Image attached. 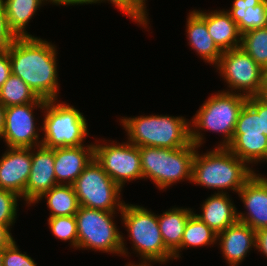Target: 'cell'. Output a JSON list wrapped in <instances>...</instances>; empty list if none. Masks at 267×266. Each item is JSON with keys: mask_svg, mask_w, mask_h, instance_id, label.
Here are the masks:
<instances>
[{"mask_svg": "<svg viewBox=\"0 0 267 266\" xmlns=\"http://www.w3.org/2000/svg\"><path fill=\"white\" fill-rule=\"evenodd\" d=\"M197 148L192 142L177 149L140 147L143 178L153 180L160 190L184 179L191 182Z\"/></svg>", "mask_w": 267, "mask_h": 266, "instance_id": "cell-5", "label": "cell"}, {"mask_svg": "<svg viewBox=\"0 0 267 266\" xmlns=\"http://www.w3.org/2000/svg\"><path fill=\"white\" fill-rule=\"evenodd\" d=\"M186 26L191 49L196 50L205 62L214 64L215 67L219 63L222 51L210 36L205 20L195 9L189 13Z\"/></svg>", "mask_w": 267, "mask_h": 266, "instance_id": "cell-20", "label": "cell"}, {"mask_svg": "<svg viewBox=\"0 0 267 266\" xmlns=\"http://www.w3.org/2000/svg\"><path fill=\"white\" fill-rule=\"evenodd\" d=\"M125 266H151V264H141V263H139V264H133V263H129V264H127V265H125Z\"/></svg>", "mask_w": 267, "mask_h": 266, "instance_id": "cell-43", "label": "cell"}, {"mask_svg": "<svg viewBox=\"0 0 267 266\" xmlns=\"http://www.w3.org/2000/svg\"><path fill=\"white\" fill-rule=\"evenodd\" d=\"M3 253H4V248H0V266H3Z\"/></svg>", "mask_w": 267, "mask_h": 266, "instance_id": "cell-42", "label": "cell"}, {"mask_svg": "<svg viewBox=\"0 0 267 266\" xmlns=\"http://www.w3.org/2000/svg\"><path fill=\"white\" fill-rule=\"evenodd\" d=\"M31 164V148H8L0 158V189L12 191L26 201Z\"/></svg>", "mask_w": 267, "mask_h": 266, "instance_id": "cell-13", "label": "cell"}, {"mask_svg": "<svg viewBox=\"0 0 267 266\" xmlns=\"http://www.w3.org/2000/svg\"><path fill=\"white\" fill-rule=\"evenodd\" d=\"M265 161L267 162V152H266V155H265Z\"/></svg>", "mask_w": 267, "mask_h": 266, "instance_id": "cell-44", "label": "cell"}, {"mask_svg": "<svg viewBox=\"0 0 267 266\" xmlns=\"http://www.w3.org/2000/svg\"><path fill=\"white\" fill-rule=\"evenodd\" d=\"M95 144L94 158L122 189L125 183L143 179L140 147L124 142Z\"/></svg>", "mask_w": 267, "mask_h": 266, "instance_id": "cell-11", "label": "cell"}, {"mask_svg": "<svg viewBox=\"0 0 267 266\" xmlns=\"http://www.w3.org/2000/svg\"><path fill=\"white\" fill-rule=\"evenodd\" d=\"M5 113H6V107L2 103H0V138L2 137L4 131Z\"/></svg>", "mask_w": 267, "mask_h": 266, "instance_id": "cell-40", "label": "cell"}, {"mask_svg": "<svg viewBox=\"0 0 267 266\" xmlns=\"http://www.w3.org/2000/svg\"><path fill=\"white\" fill-rule=\"evenodd\" d=\"M79 206L102 211H121L122 188L115 183L93 158L73 183Z\"/></svg>", "mask_w": 267, "mask_h": 266, "instance_id": "cell-9", "label": "cell"}, {"mask_svg": "<svg viewBox=\"0 0 267 266\" xmlns=\"http://www.w3.org/2000/svg\"><path fill=\"white\" fill-rule=\"evenodd\" d=\"M10 30L16 37H32L26 25L44 2L49 0H3Z\"/></svg>", "mask_w": 267, "mask_h": 266, "instance_id": "cell-23", "label": "cell"}, {"mask_svg": "<svg viewBox=\"0 0 267 266\" xmlns=\"http://www.w3.org/2000/svg\"><path fill=\"white\" fill-rule=\"evenodd\" d=\"M217 242V233L201 221L193 213L186 223L181 241V249L187 247H202L215 244Z\"/></svg>", "mask_w": 267, "mask_h": 266, "instance_id": "cell-27", "label": "cell"}, {"mask_svg": "<svg viewBox=\"0 0 267 266\" xmlns=\"http://www.w3.org/2000/svg\"><path fill=\"white\" fill-rule=\"evenodd\" d=\"M49 229L55 238L62 241H70L71 245L78 249V233L75 215L57 216L48 218Z\"/></svg>", "mask_w": 267, "mask_h": 266, "instance_id": "cell-29", "label": "cell"}, {"mask_svg": "<svg viewBox=\"0 0 267 266\" xmlns=\"http://www.w3.org/2000/svg\"><path fill=\"white\" fill-rule=\"evenodd\" d=\"M46 101L39 97L32 103L6 107L5 125L1 138L4 139L7 148H34L41 145L40 134L34 123L33 109L38 107L43 110Z\"/></svg>", "mask_w": 267, "mask_h": 266, "instance_id": "cell-12", "label": "cell"}, {"mask_svg": "<svg viewBox=\"0 0 267 266\" xmlns=\"http://www.w3.org/2000/svg\"><path fill=\"white\" fill-rule=\"evenodd\" d=\"M11 74L12 70L8 50H0V88Z\"/></svg>", "mask_w": 267, "mask_h": 266, "instance_id": "cell-36", "label": "cell"}, {"mask_svg": "<svg viewBox=\"0 0 267 266\" xmlns=\"http://www.w3.org/2000/svg\"><path fill=\"white\" fill-rule=\"evenodd\" d=\"M256 174L238 192L248 212L237 213L239 222L249 225L255 231L267 228V178Z\"/></svg>", "mask_w": 267, "mask_h": 266, "instance_id": "cell-14", "label": "cell"}, {"mask_svg": "<svg viewBox=\"0 0 267 266\" xmlns=\"http://www.w3.org/2000/svg\"><path fill=\"white\" fill-rule=\"evenodd\" d=\"M240 47L267 71V26L242 33Z\"/></svg>", "mask_w": 267, "mask_h": 266, "instance_id": "cell-28", "label": "cell"}, {"mask_svg": "<svg viewBox=\"0 0 267 266\" xmlns=\"http://www.w3.org/2000/svg\"><path fill=\"white\" fill-rule=\"evenodd\" d=\"M12 74L20 77L38 97L58 99L57 49L38 37H17L7 48Z\"/></svg>", "mask_w": 267, "mask_h": 266, "instance_id": "cell-1", "label": "cell"}, {"mask_svg": "<svg viewBox=\"0 0 267 266\" xmlns=\"http://www.w3.org/2000/svg\"><path fill=\"white\" fill-rule=\"evenodd\" d=\"M227 12L241 33L267 26V0H234Z\"/></svg>", "mask_w": 267, "mask_h": 266, "instance_id": "cell-22", "label": "cell"}, {"mask_svg": "<svg viewBox=\"0 0 267 266\" xmlns=\"http://www.w3.org/2000/svg\"><path fill=\"white\" fill-rule=\"evenodd\" d=\"M114 214L116 213L79 206L75 214L78 248L123 256L129 254L125 239L113 221Z\"/></svg>", "mask_w": 267, "mask_h": 266, "instance_id": "cell-8", "label": "cell"}, {"mask_svg": "<svg viewBox=\"0 0 267 266\" xmlns=\"http://www.w3.org/2000/svg\"><path fill=\"white\" fill-rule=\"evenodd\" d=\"M215 148L201 155L196 149L191 182L205 188L216 189L217 193H224L228 189L238 193L254 175V170L227 147Z\"/></svg>", "mask_w": 267, "mask_h": 266, "instance_id": "cell-2", "label": "cell"}, {"mask_svg": "<svg viewBox=\"0 0 267 266\" xmlns=\"http://www.w3.org/2000/svg\"><path fill=\"white\" fill-rule=\"evenodd\" d=\"M106 0H97V3H101ZM112 3L122 11L123 14H126L127 17H130L134 22L139 23L144 28H147L149 24L147 18V9H146V0H107Z\"/></svg>", "mask_w": 267, "mask_h": 266, "instance_id": "cell-31", "label": "cell"}, {"mask_svg": "<svg viewBox=\"0 0 267 266\" xmlns=\"http://www.w3.org/2000/svg\"><path fill=\"white\" fill-rule=\"evenodd\" d=\"M16 38L9 28L4 1L0 0V50L6 49Z\"/></svg>", "mask_w": 267, "mask_h": 266, "instance_id": "cell-34", "label": "cell"}, {"mask_svg": "<svg viewBox=\"0 0 267 266\" xmlns=\"http://www.w3.org/2000/svg\"><path fill=\"white\" fill-rule=\"evenodd\" d=\"M256 249L267 257V228L256 231Z\"/></svg>", "mask_w": 267, "mask_h": 266, "instance_id": "cell-37", "label": "cell"}, {"mask_svg": "<svg viewBox=\"0 0 267 266\" xmlns=\"http://www.w3.org/2000/svg\"><path fill=\"white\" fill-rule=\"evenodd\" d=\"M194 212L190 208L174 207L158 215V224L165 247L173 254V259L180 258L181 241L188 218Z\"/></svg>", "mask_w": 267, "mask_h": 266, "instance_id": "cell-21", "label": "cell"}, {"mask_svg": "<svg viewBox=\"0 0 267 266\" xmlns=\"http://www.w3.org/2000/svg\"><path fill=\"white\" fill-rule=\"evenodd\" d=\"M261 114L248 102L242 107L233 135H261Z\"/></svg>", "mask_w": 267, "mask_h": 266, "instance_id": "cell-30", "label": "cell"}, {"mask_svg": "<svg viewBox=\"0 0 267 266\" xmlns=\"http://www.w3.org/2000/svg\"><path fill=\"white\" fill-rule=\"evenodd\" d=\"M94 158V144L55 148L54 171L57 184L73 185Z\"/></svg>", "mask_w": 267, "mask_h": 266, "instance_id": "cell-16", "label": "cell"}, {"mask_svg": "<svg viewBox=\"0 0 267 266\" xmlns=\"http://www.w3.org/2000/svg\"><path fill=\"white\" fill-rule=\"evenodd\" d=\"M21 198L12 191L0 189V225L11 227L17 218V201Z\"/></svg>", "mask_w": 267, "mask_h": 266, "instance_id": "cell-32", "label": "cell"}, {"mask_svg": "<svg viewBox=\"0 0 267 266\" xmlns=\"http://www.w3.org/2000/svg\"><path fill=\"white\" fill-rule=\"evenodd\" d=\"M221 252L229 266H238L252 247L256 248V231L237 221L217 234Z\"/></svg>", "mask_w": 267, "mask_h": 266, "instance_id": "cell-17", "label": "cell"}, {"mask_svg": "<svg viewBox=\"0 0 267 266\" xmlns=\"http://www.w3.org/2000/svg\"><path fill=\"white\" fill-rule=\"evenodd\" d=\"M10 231L9 226L0 225V248H6L14 241Z\"/></svg>", "mask_w": 267, "mask_h": 266, "instance_id": "cell-38", "label": "cell"}, {"mask_svg": "<svg viewBox=\"0 0 267 266\" xmlns=\"http://www.w3.org/2000/svg\"><path fill=\"white\" fill-rule=\"evenodd\" d=\"M121 219L133 242V249L139 253L141 264L151 262L165 264L173 254L165 247L158 224V215L139 205L124 204Z\"/></svg>", "mask_w": 267, "mask_h": 266, "instance_id": "cell-6", "label": "cell"}, {"mask_svg": "<svg viewBox=\"0 0 267 266\" xmlns=\"http://www.w3.org/2000/svg\"><path fill=\"white\" fill-rule=\"evenodd\" d=\"M195 11L205 20L210 36L222 52L240 47L242 33L227 11Z\"/></svg>", "mask_w": 267, "mask_h": 266, "instance_id": "cell-18", "label": "cell"}, {"mask_svg": "<svg viewBox=\"0 0 267 266\" xmlns=\"http://www.w3.org/2000/svg\"><path fill=\"white\" fill-rule=\"evenodd\" d=\"M227 193L215 192L202 204V214H195L217 234L238 221L237 208Z\"/></svg>", "mask_w": 267, "mask_h": 266, "instance_id": "cell-19", "label": "cell"}, {"mask_svg": "<svg viewBox=\"0 0 267 266\" xmlns=\"http://www.w3.org/2000/svg\"><path fill=\"white\" fill-rule=\"evenodd\" d=\"M39 97L18 76L11 74L0 88V103L5 107L25 105L35 102Z\"/></svg>", "mask_w": 267, "mask_h": 266, "instance_id": "cell-26", "label": "cell"}, {"mask_svg": "<svg viewBox=\"0 0 267 266\" xmlns=\"http://www.w3.org/2000/svg\"><path fill=\"white\" fill-rule=\"evenodd\" d=\"M248 97L240 93L218 91L204 101L190 122V140L196 146L203 144L202 130H209L224 135L218 147H227L235 131L239 113ZM193 125H192V124ZM196 128V129H195ZM199 128V129H198ZM201 129V131H199Z\"/></svg>", "mask_w": 267, "mask_h": 266, "instance_id": "cell-4", "label": "cell"}, {"mask_svg": "<svg viewBox=\"0 0 267 266\" xmlns=\"http://www.w3.org/2000/svg\"><path fill=\"white\" fill-rule=\"evenodd\" d=\"M44 198L47 199V207L50 209L49 217L72 216L78 211L79 203L73 185L57 184L34 203H39Z\"/></svg>", "mask_w": 267, "mask_h": 266, "instance_id": "cell-24", "label": "cell"}, {"mask_svg": "<svg viewBox=\"0 0 267 266\" xmlns=\"http://www.w3.org/2000/svg\"><path fill=\"white\" fill-rule=\"evenodd\" d=\"M215 68L228 84L227 87L231 88V91L228 89L225 92L240 91L246 97L260 95L265 70L241 47L223 51Z\"/></svg>", "mask_w": 267, "mask_h": 266, "instance_id": "cell-10", "label": "cell"}, {"mask_svg": "<svg viewBox=\"0 0 267 266\" xmlns=\"http://www.w3.org/2000/svg\"><path fill=\"white\" fill-rule=\"evenodd\" d=\"M122 118L128 142L135 146L177 149L191 142L190 123L182 116L153 114Z\"/></svg>", "mask_w": 267, "mask_h": 266, "instance_id": "cell-3", "label": "cell"}, {"mask_svg": "<svg viewBox=\"0 0 267 266\" xmlns=\"http://www.w3.org/2000/svg\"><path fill=\"white\" fill-rule=\"evenodd\" d=\"M3 266H37V263L26 252L21 253L14 240L4 248Z\"/></svg>", "mask_w": 267, "mask_h": 266, "instance_id": "cell-33", "label": "cell"}, {"mask_svg": "<svg viewBox=\"0 0 267 266\" xmlns=\"http://www.w3.org/2000/svg\"><path fill=\"white\" fill-rule=\"evenodd\" d=\"M31 148V171L26 184V204L31 205L45 192L57 185L54 161L55 148L43 145Z\"/></svg>", "mask_w": 267, "mask_h": 266, "instance_id": "cell-15", "label": "cell"}, {"mask_svg": "<svg viewBox=\"0 0 267 266\" xmlns=\"http://www.w3.org/2000/svg\"><path fill=\"white\" fill-rule=\"evenodd\" d=\"M57 103V104H56ZM56 99L47 100L44 107V131L41 145L48 148L82 146L88 136L87 120L80 110Z\"/></svg>", "mask_w": 267, "mask_h": 266, "instance_id": "cell-7", "label": "cell"}, {"mask_svg": "<svg viewBox=\"0 0 267 266\" xmlns=\"http://www.w3.org/2000/svg\"><path fill=\"white\" fill-rule=\"evenodd\" d=\"M247 102L261 114V132L267 136V103L259 96L248 97Z\"/></svg>", "mask_w": 267, "mask_h": 266, "instance_id": "cell-35", "label": "cell"}, {"mask_svg": "<svg viewBox=\"0 0 267 266\" xmlns=\"http://www.w3.org/2000/svg\"><path fill=\"white\" fill-rule=\"evenodd\" d=\"M227 148L239 159L248 163L265 161L267 152V136L261 135H233Z\"/></svg>", "mask_w": 267, "mask_h": 266, "instance_id": "cell-25", "label": "cell"}, {"mask_svg": "<svg viewBox=\"0 0 267 266\" xmlns=\"http://www.w3.org/2000/svg\"><path fill=\"white\" fill-rule=\"evenodd\" d=\"M259 97L267 103V71L264 74L262 91Z\"/></svg>", "mask_w": 267, "mask_h": 266, "instance_id": "cell-41", "label": "cell"}, {"mask_svg": "<svg viewBox=\"0 0 267 266\" xmlns=\"http://www.w3.org/2000/svg\"><path fill=\"white\" fill-rule=\"evenodd\" d=\"M50 3L55 5H85L97 3V0H49Z\"/></svg>", "mask_w": 267, "mask_h": 266, "instance_id": "cell-39", "label": "cell"}]
</instances>
